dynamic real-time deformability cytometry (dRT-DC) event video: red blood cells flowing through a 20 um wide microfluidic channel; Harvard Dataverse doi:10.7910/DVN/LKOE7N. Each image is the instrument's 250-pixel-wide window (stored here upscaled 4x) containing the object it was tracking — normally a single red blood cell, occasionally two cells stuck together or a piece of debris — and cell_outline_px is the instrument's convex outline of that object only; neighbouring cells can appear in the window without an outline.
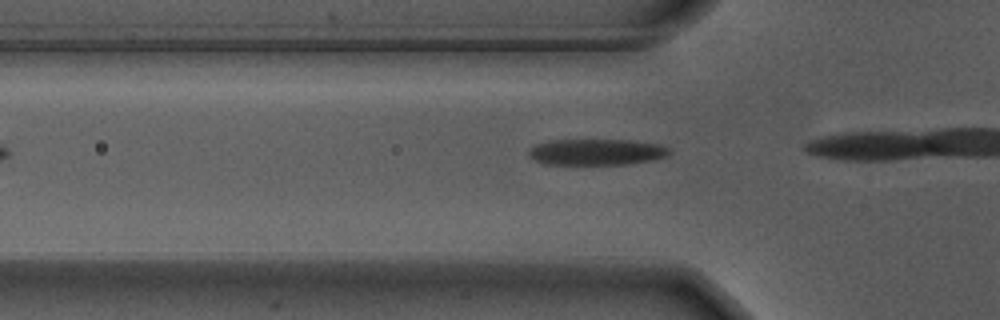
{"species": "Egyptian fruit bat (a non-hibernating species)", "species_latin": "Rousettus aegyptiacus", "temperature_condition": "warm", "stored_images_in_passage": 5, "camera_frame_rate_fps": 3000, "um_per_image_px": 0.085, "animal": {"sex": "male"}, "frame": {"image": 1, "passage_image": 3, "time_ms": 0.667, "image_size_px": [1000, 320], "cell_outline_px": [[672, 152], [668, 156], [652, 160], [628, 164], [544, 164], [528, 156], [528, 152], [536, 144], [552, 140], [628, 140], [660, 144], [668, 148]], "centroid_in_image_um": [50.73, 12.92], "position_along_channel_um": 75.1, "area_um2": 21.39}}